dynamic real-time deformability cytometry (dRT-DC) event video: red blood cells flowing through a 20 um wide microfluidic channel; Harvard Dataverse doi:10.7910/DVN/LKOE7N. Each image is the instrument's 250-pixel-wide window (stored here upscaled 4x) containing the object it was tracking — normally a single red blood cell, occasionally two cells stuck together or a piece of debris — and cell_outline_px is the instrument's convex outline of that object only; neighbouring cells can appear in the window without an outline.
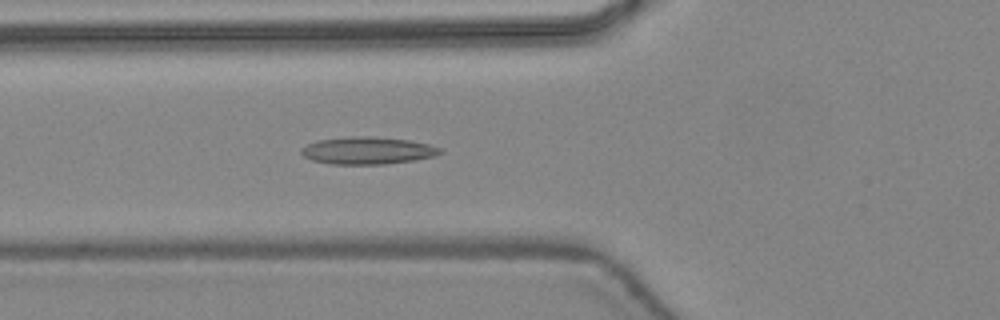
{"species": "common noctule bat (a hibernating species)", "species_latin": "Nyctalus noctula", "temperature_condition": "warm", "stored_images_in_passage": 47, "camera_frame_rate_fps": 3000, "um_per_image_px": 0.085, "animal": {"sex": "female", "body_mass_g": 24.6, "forearm_length_mm": 56.2}, "frame": {"image": 1, "passage_image": 18, "time_ms": 5.667, "image_size_px": [1000, 320], "cell_outline_px": [[444, 152], [436, 156], [416, 160], [384, 164], [328, 164], [312, 160], [304, 156], [300, 152], [300, 148], [316, 140], [348, 136], [372, 136], [408, 140], [428, 144], [440, 148]], "centroid_in_image_um": [31.23, 12.79], "position_along_channel_um": 94.6, "area_um2": 22.31}}
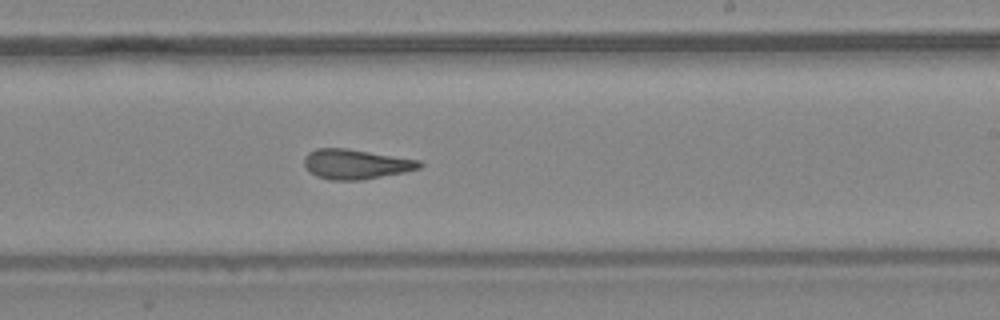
{"frame": {"image": 2, "passage_image": 29, "time_ms": 9.333, "image_size_px": [1000, 320], "cell_outline_px": [[424, 164], [420, 168], [404, 172], [364, 180], [332, 180], [316, 176], [308, 172], [304, 168], [304, 156], [308, 152], [316, 148], [348, 148], [420, 160]], "centroid_in_image_um": [30.22, 13.95], "position_along_channel_um": 258.8, "area_um2": 20.35}}
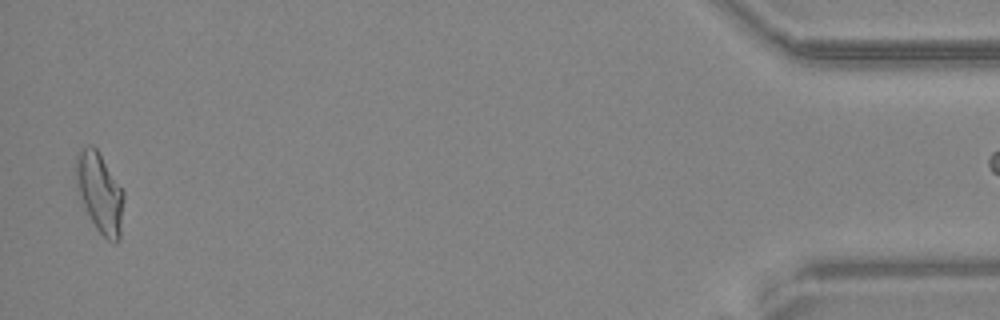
{"frame": {"image": 3, "passage_image": 46, "time_ms": 15.0, "image_size_px": [1000, 320], "cell_outline_px": [[124, 196], [120, 240], [116, 244], [108, 240], [96, 228], [84, 204], [76, 184], [76, 160], [80, 148], [88, 144], [92, 144], [96, 148], [124, 192]], "centroid_in_image_um": [8.5, 16.38], "position_along_channel_um": 426.7, "area_um2": 21.85}}